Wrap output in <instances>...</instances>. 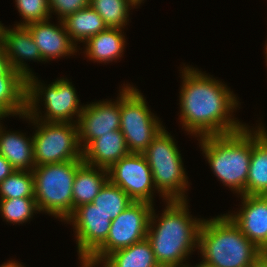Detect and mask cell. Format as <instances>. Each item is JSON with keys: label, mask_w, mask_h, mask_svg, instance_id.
<instances>
[{"label": "cell", "mask_w": 267, "mask_h": 267, "mask_svg": "<svg viewBox=\"0 0 267 267\" xmlns=\"http://www.w3.org/2000/svg\"><path fill=\"white\" fill-rule=\"evenodd\" d=\"M180 71L179 119L189 135L197 138L224 135L246 125L233 117L240 103L226 84L189 65Z\"/></svg>", "instance_id": "1"}, {"label": "cell", "mask_w": 267, "mask_h": 267, "mask_svg": "<svg viewBox=\"0 0 267 267\" xmlns=\"http://www.w3.org/2000/svg\"><path fill=\"white\" fill-rule=\"evenodd\" d=\"M187 201H166L161 216L154 207L152 209L147 239L160 267H183L198 249L199 230L204 219L190 215Z\"/></svg>", "instance_id": "2"}, {"label": "cell", "mask_w": 267, "mask_h": 267, "mask_svg": "<svg viewBox=\"0 0 267 267\" xmlns=\"http://www.w3.org/2000/svg\"><path fill=\"white\" fill-rule=\"evenodd\" d=\"M224 135L197 138L202 154L217 179L238 195H246L250 160L252 156V128Z\"/></svg>", "instance_id": "3"}, {"label": "cell", "mask_w": 267, "mask_h": 267, "mask_svg": "<svg viewBox=\"0 0 267 267\" xmlns=\"http://www.w3.org/2000/svg\"><path fill=\"white\" fill-rule=\"evenodd\" d=\"M198 250L201 260L212 267H249L263 253L227 213L203 220Z\"/></svg>", "instance_id": "4"}, {"label": "cell", "mask_w": 267, "mask_h": 267, "mask_svg": "<svg viewBox=\"0 0 267 267\" xmlns=\"http://www.w3.org/2000/svg\"><path fill=\"white\" fill-rule=\"evenodd\" d=\"M76 92L74 85L67 78L62 77L47 86L38 80V77L31 76L13 95L16 106L31 120L77 123L84 105L79 103ZM40 101L44 103L46 110V113L43 111V116L39 109Z\"/></svg>", "instance_id": "5"}, {"label": "cell", "mask_w": 267, "mask_h": 267, "mask_svg": "<svg viewBox=\"0 0 267 267\" xmlns=\"http://www.w3.org/2000/svg\"><path fill=\"white\" fill-rule=\"evenodd\" d=\"M83 159L35 166L34 198L39 212L65 222L73 214L72 187Z\"/></svg>", "instance_id": "6"}, {"label": "cell", "mask_w": 267, "mask_h": 267, "mask_svg": "<svg viewBox=\"0 0 267 267\" xmlns=\"http://www.w3.org/2000/svg\"><path fill=\"white\" fill-rule=\"evenodd\" d=\"M180 152L175 139L165 127L143 152L152 171L157 193L164 202L187 200L185 193L190 185Z\"/></svg>", "instance_id": "7"}, {"label": "cell", "mask_w": 267, "mask_h": 267, "mask_svg": "<svg viewBox=\"0 0 267 267\" xmlns=\"http://www.w3.org/2000/svg\"><path fill=\"white\" fill-rule=\"evenodd\" d=\"M8 28V29H7ZM45 62L25 26L0 24V91L13 93L34 72L24 61Z\"/></svg>", "instance_id": "8"}, {"label": "cell", "mask_w": 267, "mask_h": 267, "mask_svg": "<svg viewBox=\"0 0 267 267\" xmlns=\"http://www.w3.org/2000/svg\"><path fill=\"white\" fill-rule=\"evenodd\" d=\"M13 116L25 118L37 128L32 134L35 166L83 159L77 123L31 120L17 106Z\"/></svg>", "instance_id": "9"}, {"label": "cell", "mask_w": 267, "mask_h": 267, "mask_svg": "<svg viewBox=\"0 0 267 267\" xmlns=\"http://www.w3.org/2000/svg\"><path fill=\"white\" fill-rule=\"evenodd\" d=\"M120 90V131L130 153H143L164 126L139 89L123 84Z\"/></svg>", "instance_id": "10"}, {"label": "cell", "mask_w": 267, "mask_h": 267, "mask_svg": "<svg viewBox=\"0 0 267 267\" xmlns=\"http://www.w3.org/2000/svg\"><path fill=\"white\" fill-rule=\"evenodd\" d=\"M153 207L148 202H132L111 221L106 241L90 257L104 260L112 252L147 238Z\"/></svg>", "instance_id": "11"}, {"label": "cell", "mask_w": 267, "mask_h": 267, "mask_svg": "<svg viewBox=\"0 0 267 267\" xmlns=\"http://www.w3.org/2000/svg\"><path fill=\"white\" fill-rule=\"evenodd\" d=\"M108 180L122 188L134 202L154 205L156 188L143 153H129L108 169Z\"/></svg>", "instance_id": "12"}, {"label": "cell", "mask_w": 267, "mask_h": 267, "mask_svg": "<svg viewBox=\"0 0 267 267\" xmlns=\"http://www.w3.org/2000/svg\"><path fill=\"white\" fill-rule=\"evenodd\" d=\"M111 221L93 203L74 210L65 223L73 226L79 257H90L106 241Z\"/></svg>", "instance_id": "13"}, {"label": "cell", "mask_w": 267, "mask_h": 267, "mask_svg": "<svg viewBox=\"0 0 267 267\" xmlns=\"http://www.w3.org/2000/svg\"><path fill=\"white\" fill-rule=\"evenodd\" d=\"M118 94L115 101L104 99L84 105L77 122L82 150L101 135L120 130V92Z\"/></svg>", "instance_id": "14"}, {"label": "cell", "mask_w": 267, "mask_h": 267, "mask_svg": "<svg viewBox=\"0 0 267 267\" xmlns=\"http://www.w3.org/2000/svg\"><path fill=\"white\" fill-rule=\"evenodd\" d=\"M241 207L227 215L262 252H267V195H239Z\"/></svg>", "instance_id": "15"}, {"label": "cell", "mask_w": 267, "mask_h": 267, "mask_svg": "<svg viewBox=\"0 0 267 267\" xmlns=\"http://www.w3.org/2000/svg\"><path fill=\"white\" fill-rule=\"evenodd\" d=\"M59 25L50 23V20L34 22L25 26L31 33L36 46L45 62L61 57L74 56L80 48L69 37L62 20ZM70 55V56H69Z\"/></svg>", "instance_id": "16"}, {"label": "cell", "mask_w": 267, "mask_h": 267, "mask_svg": "<svg viewBox=\"0 0 267 267\" xmlns=\"http://www.w3.org/2000/svg\"><path fill=\"white\" fill-rule=\"evenodd\" d=\"M129 153L123 133L114 130L94 139L83 150V161L90 166L108 170Z\"/></svg>", "instance_id": "17"}, {"label": "cell", "mask_w": 267, "mask_h": 267, "mask_svg": "<svg viewBox=\"0 0 267 267\" xmlns=\"http://www.w3.org/2000/svg\"><path fill=\"white\" fill-rule=\"evenodd\" d=\"M265 129L263 124L252 128V156L246 195H267V129Z\"/></svg>", "instance_id": "18"}, {"label": "cell", "mask_w": 267, "mask_h": 267, "mask_svg": "<svg viewBox=\"0 0 267 267\" xmlns=\"http://www.w3.org/2000/svg\"><path fill=\"white\" fill-rule=\"evenodd\" d=\"M123 30L121 28L108 27L106 30L88 38L84 42V54L94 63L108 64L115 62L123 57L125 50L126 38L123 35Z\"/></svg>", "instance_id": "19"}, {"label": "cell", "mask_w": 267, "mask_h": 267, "mask_svg": "<svg viewBox=\"0 0 267 267\" xmlns=\"http://www.w3.org/2000/svg\"><path fill=\"white\" fill-rule=\"evenodd\" d=\"M1 122L0 155L4 156L16 170L32 171L35 167L33 137H28L21 131H6Z\"/></svg>", "instance_id": "20"}, {"label": "cell", "mask_w": 267, "mask_h": 267, "mask_svg": "<svg viewBox=\"0 0 267 267\" xmlns=\"http://www.w3.org/2000/svg\"><path fill=\"white\" fill-rule=\"evenodd\" d=\"M108 181V170L83 163L74 178L73 212L83 204L92 203L100 189Z\"/></svg>", "instance_id": "21"}, {"label": "cell", "mask_w": 267, "mask_h": 267, "mask_svg": "<svg viewBox=\"0 0 267 267\" xmlns=\"http://www.w3.org/2000/svg\"><path fill=\"white\" fill-rule=\"evenodd\" d=\"M62 21L76 45L108 28L102 17L90 5L68 15Z\"/></svg>", "instance_id": "22"}, {"label": "cell", "mask_w": 267, "mask_h": 267, "mask_svg": "<svg viewBox=\"0 0 267 267\" xmlns=\"http://www.w3.org/2000/svg\"><path fill=\"white\" fill-rule=\"evenodd\" d=\"M103 261L109 267H160L147 238L112 252Z\"/></svg>", "instance_id": "23"}, {"label": "cell", "mask_w": 267, "mask_h": 267, "mask_svg": "<svg viewBox=\"0 0 267 267\" xmlns=\"http://www.w3.org/2000/svg\"><path fill=\"white\" fill-rule=\"evenodd\" d=\"M132 202L134 201L122 188L112 184L109 180L92 201L102 213L109 216L110 220H114Z\"/></svg>", "instance_id": "24"}, {"label": "cell", "mask_w": 267, "mask_h": 267, "mask_svg": "<svg viewBox=\"0 0 267 267\" xmlns=\"http://www.w3.org/2000/svg\"><path fill=\"white\" fill-rule=\"evenodd\" d=\"M109 28L125 29L130 10L136 6L130 0H90L89 4Z\"/></svg>", "instance_id": "25"}, {"label": "cell", "mask_w": 267, "mask_h": 267, "mask_svg": "<svg viewBox=\"0 0 267 267\" xmlns=\"http://www.w3.org/2000/svg\"><path fill=\"white\" fill-rule=\"evenodd\" d=\"M40 213L34 197L0 199L1 217L8 223L23 224Z\"/></svg>", "instance_id": "26"}, {"label": "cell", "mask_w": 267, "mask_h": 267, "mask_svg": "<svg viewBox=\"0 0 267 267\" xmlns=\"http://www.w3.org/2000/svg\"><path fill=\"white\" fill-rule=\"evenodd\" d=\"M34 197L33 172L15 170L0 183V199Z\"/></svg>", "instance_id": "27"}, {"label": "cell", "mask_w": 267, "mask_h": 267, "mask_svg": "<svg viewBox=\"0 0 267 267\" xmlns=\"http://www.w3.org/2000/svg\"><path fill=\"white\" fill-rule=\"evenodd\" d=\"M15 3L23 19L15 26H27L28 24L47 21L51 18L49 0H15Z\"/></svg>", "instance_id": "28"}, {"label": "cell", "mask_w": 267, "mask_h": 267, "mask_svg": "<svg viewBox=\"0 0 267 267\" xmlns=\"http://www.w3.org/2000/svg\"><path fill=\"white\" fill-rule=\"evenodd\" d=\"M90 0H49V10L52 17L57 14L58 20H64L68 15L88 7Z\"/></svg>", "instance_id": "29"}, {"label": "cell", "mask_w": 267, "mask_h": 267, "mask_svg": "<svg viewBox=\"0 0 267 267\" xmlns=\"http://www.w3.org/2000/svg\"><path fill=\"white\" fill-rule=\"evenodd\" d=\"M16 106L13 93L0 91V121L8 116H13V108Z\"/></svg>", "instance_id": "30"}, {"label": "cell", "mask_w": 267, "mask_h": 267, "mask_svg": "<svg viewBox=\"0 0 267 267\" xmlns=\"http://www.w3.org/2000/svg\"><path fill=\"white\" fill-rule=\"evenodd\" d=\"M15 170L10 162L4 156L0 155V183Z\"/></svg>", "instance_id": "31"}, {"label": "cell", "mask_w": 267, "mask_h": 267, "mask_svg": "<svg viewBox=\"0 0 267 267\" xmlns=\"http://www.w3.org/2000/svg\"><path fill=\"white\" fill-rule=\"evenodd\" d=\"M78 259H80L81 267H98L100 264L102 267H109L103 260L94 259L92 257H78Z\"/></svg>", "instance_id": "32"}, {"label": "cell", "mask_w": 267, "mask_h": 267, "mask_svg": "<svg viewBox=\"0 0 267 267\" xmlns=\"http://www.w3.org/2000/svg\"><path fill=\"white\" fill-rule=\"evenodd\" d=\"M249 267H267V252H263Z\"/></svg>", "instance_id": "33"}, {"label": "cell", "mask_w": 267, "mask_h": 267, "mask_svg": "<svg viewBox=\"0 0 267 267\" xmlns=\"http://www.w3.org/2000/svg\"><path fill=\"white\" fill-rule=\"evenodd\" d=\"M0 267H25L24 265H22V262L20 263L19 261H14L9 260L6 263L4 262V264L0 265Z\"/></svg>", "instance_id": "34"}, {"label": "cell", "mask_w": 267, "mask_h": 267, "mask_svg": "<svg viewBox=\"0 0 267 267\" xmlns=\"http://www.w3.org/2000/svg\"><path fill=\"white\" fill-rule=\"evenodd\" d=\"M183 267H193L192 265H189L188 263H186ZM194 267H212L209 264H206L205 262L201 261L200 263L194 265Z\"/></svg>", "instance_id": "35"}, {"label": "cell", "mask_w": 267, "mask_h": 267, "mask_svg": "<svg viewBox=\"0 0 267 267\" xmlns=\"http://www.w3.org/2000/svg\"><path fill=\"white\" fill-rule=\"evenodd\" d=\"M135 6L136 8H138V6H140L141 3H144V0H130Z\"/></svg>", "instance_id": "36"}, {"label": "cell", "mask_w": 267, "mask_h": 267, "mask_svg": "<svg viewBox=\"0 0 267 267\" xmlns=\"http://www.w3.org/2000/svg\"><path fill=\"white\" fill-rule=\"evenodd\" d=\"M265 54H266V55H265V56H266L265 59H266V63H267V43H266V45H265ZM266 66H267V64H266Z\"/></svg>", "instance_id": "37"}]
</instances>
